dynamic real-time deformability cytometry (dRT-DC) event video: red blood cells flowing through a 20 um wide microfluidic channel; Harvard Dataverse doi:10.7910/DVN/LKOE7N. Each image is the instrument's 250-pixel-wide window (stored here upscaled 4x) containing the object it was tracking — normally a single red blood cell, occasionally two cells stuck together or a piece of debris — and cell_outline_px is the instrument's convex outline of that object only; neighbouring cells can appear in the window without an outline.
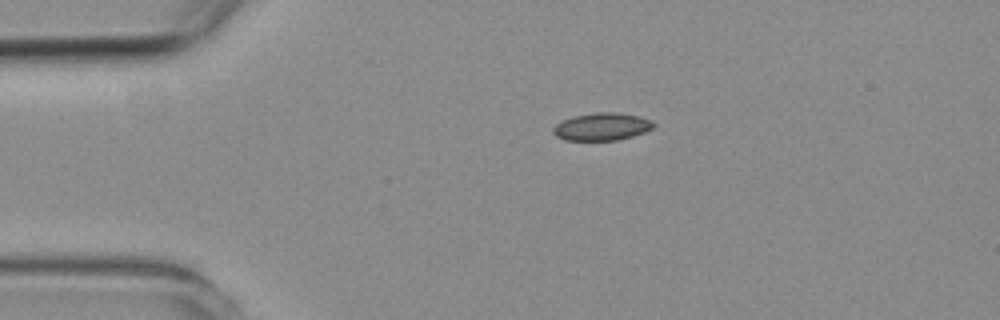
{"species": "common noctule bat (a hibernating species)", "species_latin": "Nyctalus noctula", "temperature_condition": "room temperature", "stored_images_in_passage": 4, "camera_frame_rate_fps": 3000, "um_per_image_px": 0.085, "animal": {"sex": "female", "body_mass_g": 19.3, "forearm_length_mm": 54.1}, "frame": {"image": 1, "passage_image": 4, "time_ms": 4.333, "image_size_px": [1000, 320], "cell_outline_px": [[656, 124], [652, 128], [644, 132], [632, 136], [616, 140], [564, 140], [556, 136], [552, 132], [552, 128], [556, 124], [572, 116], [596, 112], [616, 112], [640, 116], [652, 120]], "centroid_in_image_um": [51.16, 10.76], "position_along_channel_um": 33.8, "area_um2": 16.18}}